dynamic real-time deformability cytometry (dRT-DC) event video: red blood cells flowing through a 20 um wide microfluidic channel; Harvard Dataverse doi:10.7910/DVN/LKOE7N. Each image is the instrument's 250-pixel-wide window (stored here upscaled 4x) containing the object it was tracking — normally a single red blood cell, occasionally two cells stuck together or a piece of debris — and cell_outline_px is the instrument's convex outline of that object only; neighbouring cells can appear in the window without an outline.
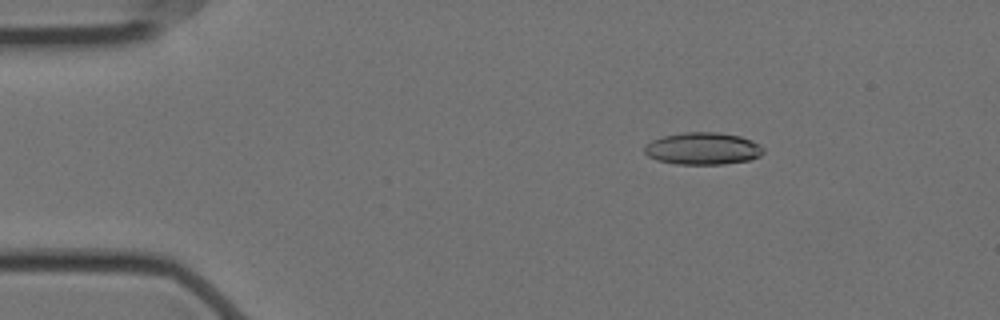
{"species": "Egyptian fruit bat (a non-hibernating species)", "species_latin": "Rousettus aegyptiacus", "temperature_condition": "cold", "stored_images_in_passage": 55, "camera_frame_rate_fps": 3000, "um_per_image_px": 0.085, "animal": {"sex": "female"}, "frame": {"image": 1, "passage_image": 7, "time_ms": 2.0, "image_size_px": [1000, 320], "cell_outline_px": [[764, 152], [760, 156], [748, 160], [724, 164], [676, 164], [656, 160], [648, 156], [644, 152], [644, 148], [652, 140], [664, 136], [684, 132], [716, 132], [740, 136], [752, 140], [760, 144], [764, 148]], "centroid_in_image_um": [59.76, 12.63], "position_along_channel_um": 25.2, "area_um2": 22.31}}
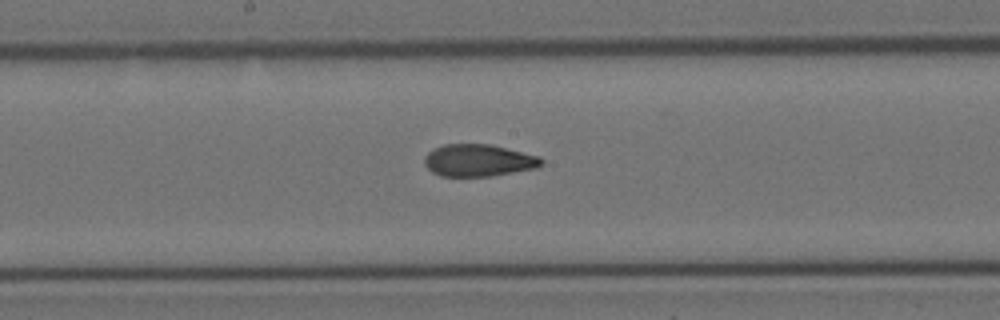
{"frame": {"image": 2, "passage_image": 28, "time_ms": 9.0, "image_size_px": [1000, 320], "cell_outline_px": [[544, 164], [536, 168], [488, 176], [440, 176], [432, 172], [424, 164], [424, 156], [432, 148], [444, 144], [488, 144], [540, 156], [544, 160]], "centroid_in_image_um": [40.65, 13.63], "position_along_channel_um": 207.6, "area_um2": 21.91}}
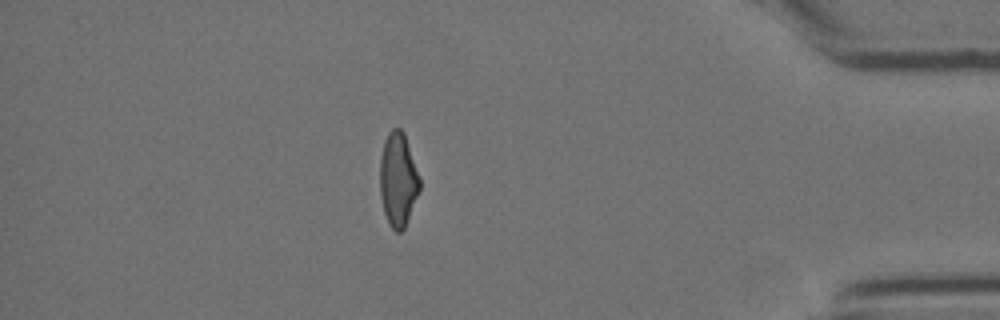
{"frame": {"image": 3, "passage_image": 48, "time_ms": 15.667, "image_size_px": [1000, 320], "cell_outline_px": [[420, 188], [404, 228], [400, 232], [396, 232], [388, 224], [384, 212], [380, 196], [380, 156], [384, 140], [388, 132], [392, 128], [400, 128], [404, 132], [420, 176]], "centroid_in_image_um": [33.82, 15.23], "position_along_channel_um": 401.4, "area_um2": 21.85}, "authors_computed_cell_mechanics": {"area_um2": 22.253, "velocity_mm_per_s": 3.5375, "shape_relaxation_time_tau1_ms": 7.2042, "shape_relaxation_time_tau2_ms": 2.0598, "deformation_change_tau1": 0.2048, "deformation_change_tau2": 0.0929}}